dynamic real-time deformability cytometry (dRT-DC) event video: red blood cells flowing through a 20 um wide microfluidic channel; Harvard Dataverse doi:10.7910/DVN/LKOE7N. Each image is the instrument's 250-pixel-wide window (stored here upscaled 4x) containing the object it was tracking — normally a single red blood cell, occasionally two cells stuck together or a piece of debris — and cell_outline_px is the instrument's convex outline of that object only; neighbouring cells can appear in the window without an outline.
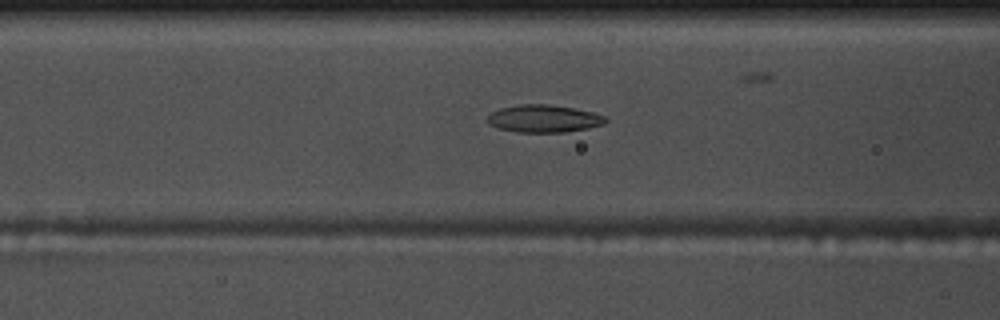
{"species": "common noctule bat (a hibernating species)", "species_latin": "Nyctalus noctula", "temperature_condition": "warm", "stored_images_in_passage": 46, "camera_frame_rate_fps": 3000, "um_per_image_px": 0.085, "animal": {"sex": "male", "body_mass_g": 17.5, "forearm_length_mm": 52.3}, "frame": {"image": 1, "passage_image": 23, "time_ms": 7.333, "image_size_px": [1000, 320], "cell_outline_px": [[608, 120], [604, 124], [588, 128], [564, 132], [516, 132], [500, 128], [488, 124], [488, 116], [492, 112], [500, 108], [520, 104], [548, 104], [572, 108], [592, 112], [604, 116]], "centroid_in_image_um": [46.22, 10.08], "position_along_channel_um": 120.4, "area_um2": 18.79}}
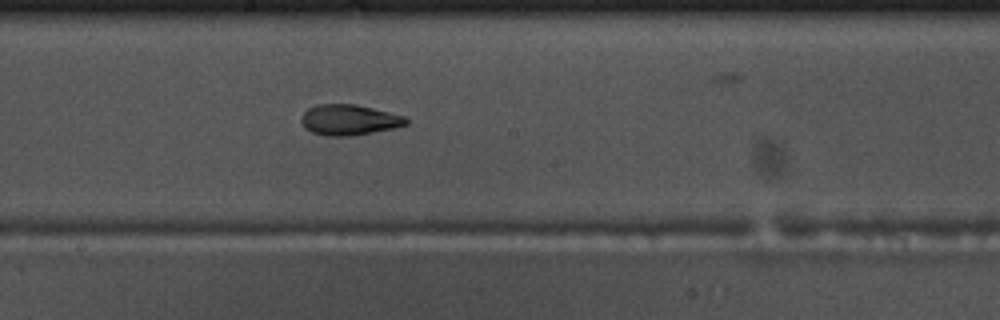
{"frame": {"image": 2, "passage_image": 31, "time_ms": 10.0, "image_size_px": [1000, 320], "cell_outline_px": [[408, 124], [396, 128], [352, 136], [328, 136], [312, 132], [304, 128], [300, 120], [300, 116], [308, 108], [316, 104], [356, 104], [404, 116], [408, 120]], "centroid_in_image_um": [29.65, 10.19], "position_along_channel_um": 218.5, "area_um2": 18.84}}
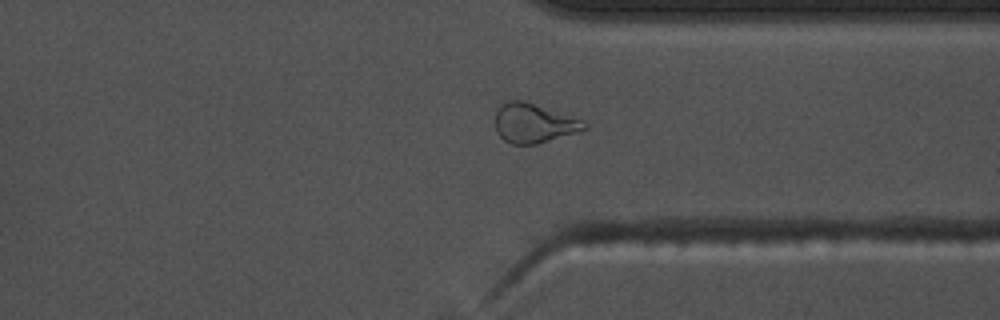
{"frame": {"image": 3, "passage_image": 43, "time_ms": 14.0, "image_size_px": [1000, 320], "cell_outline_px": [[588, 128], [576, 132], [536, 144], [512, 144], [504, 140], [496, 132], [496, 108], [500, 104], [508, 100], [524, 100], [584, 120], [588, 124]], "centroid_in_image_um": [45.36, 10.45], "position_along_channel_um": 366.0, "area_um2": 20.46}}